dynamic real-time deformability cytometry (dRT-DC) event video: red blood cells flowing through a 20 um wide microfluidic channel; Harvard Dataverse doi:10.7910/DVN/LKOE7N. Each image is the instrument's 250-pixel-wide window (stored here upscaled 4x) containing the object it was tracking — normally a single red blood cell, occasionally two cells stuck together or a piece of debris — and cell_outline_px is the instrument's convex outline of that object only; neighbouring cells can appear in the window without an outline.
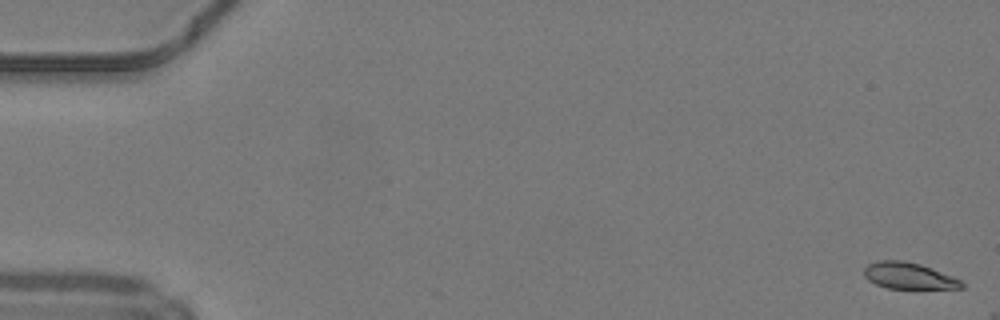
{"species": "common noctule bat (a hibernating species)", "species_latin": "Nyctalus noctula", "temperature_condition": "warm", "stored_images_in_passage": 10, "camera_frame_rate_fps": 3000, "um_per_image_px": 0.085, "animal": {"sex": "male", "body_mass_g": 19.2, "forearm_length_mm": 51.8}, "frame": {"image": 1, "passage_image": 1, "time_ms": 0.0, "image_size_px": [1000, 320], "cell_outline_px": [[964, 288], [888, 288], [876, 284], [868, 280], [864, 276], [864, 268], [868, 264], [880, 260], [904, 260], [920, 264], [932, 268], [952, 276], [960, 280], [964, 284]], "centroid_in_image_um": [77.23, 23.43], "position_along_channel_um": 7.8, "area_um2": 14.91}}